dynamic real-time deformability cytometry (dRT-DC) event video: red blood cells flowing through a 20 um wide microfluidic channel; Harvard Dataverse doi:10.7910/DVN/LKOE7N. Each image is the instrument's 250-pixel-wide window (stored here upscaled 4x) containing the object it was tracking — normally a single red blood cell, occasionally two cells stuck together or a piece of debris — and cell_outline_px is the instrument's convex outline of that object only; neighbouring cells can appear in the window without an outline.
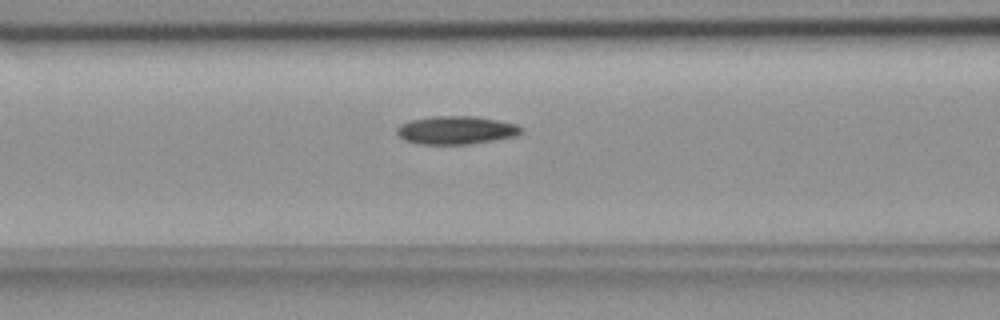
{"species": "common noctule bat (a hibernating species)", "species_latin": "Nyctalus noctula", "temperature_condition": "room temperature", "stored_images_in_passage": 56, "camera_frame_rate_fps": 3000, "um_per_image_px": 0.085, "animal": {"sex": "female", "body_mass_g": 18.4}, "frame": {"image": 1, "passage_image": 23, "time_ms": 7.333, "image_size_px": [1000, 320], "cell_outline_px": [[524, 132], [516, 136], [468, 144], [416, 144], [404, 140], [396, 132], [396, 128], [400, 124], [412, 120], [432, 116], [476, 116], [500, 120], [516, 124], [524, 128]], "centroid_in_image_um": [38.79, 11.06], "position_along_channel_um": 127.8, "area_um2": 20.58}}
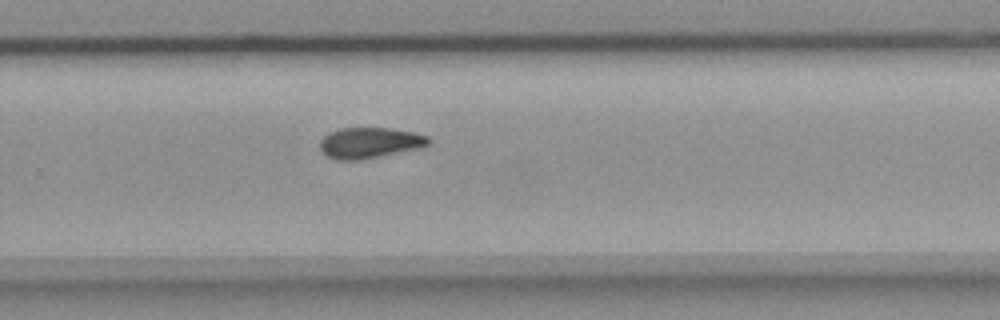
{"frame": {"image": 2, "passage_image": 37, "time_ms": 12.0, "image_size_px": [1000, 320], "cell_outline_px": [[432, 140], [424, 148], [360, 160], [336, 160], [328, 156], [320, 148], [320, 140], [328, 132], [340, 128], [388, 128], [412, 132], [428, 136]], "centroid_in_image_um": [31.45, 12.14], "position_along_channel_um": 298.3, "area_um2": 19.65}}
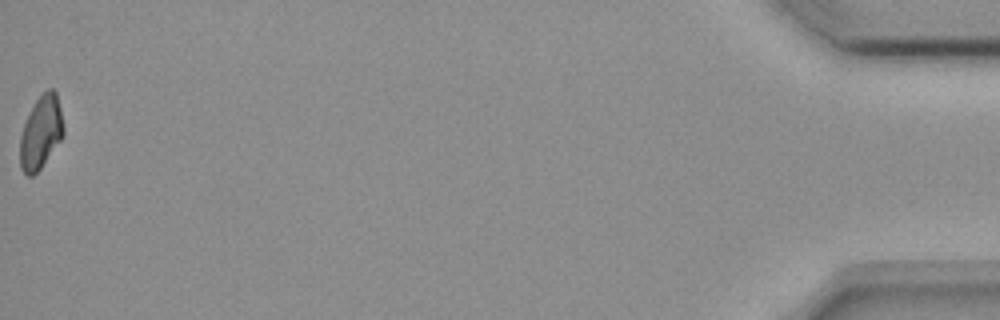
{"frame": {"image": 3, "passage_image": 56, "time_ms": 18.333, "image_size_px": [1000, 320], "cell_outline_px": [[64, 136], [40, 168], [32, 176], [28, 176], [20, 168], [20, 136], [28, 112], [36, 100], [48, 88], [52, 88], [56, 92], [60, 108], [64, 128]], "centroid_in_image_um": [3.47, 11.24], "position_along_channel_um": 431.7, "area_um2": 18.44}, "authors_computed_cell_mechanics": {"area_um2": 19.363, "velocity_mm_per_s": 3.6716, "shape_relaxation_time_tau1_ms": 8.3127, "shape_relaxation_time_tau2_ms": null, "deformation_change_tau1": 0.1785, "deformation_change_tau2": null}}